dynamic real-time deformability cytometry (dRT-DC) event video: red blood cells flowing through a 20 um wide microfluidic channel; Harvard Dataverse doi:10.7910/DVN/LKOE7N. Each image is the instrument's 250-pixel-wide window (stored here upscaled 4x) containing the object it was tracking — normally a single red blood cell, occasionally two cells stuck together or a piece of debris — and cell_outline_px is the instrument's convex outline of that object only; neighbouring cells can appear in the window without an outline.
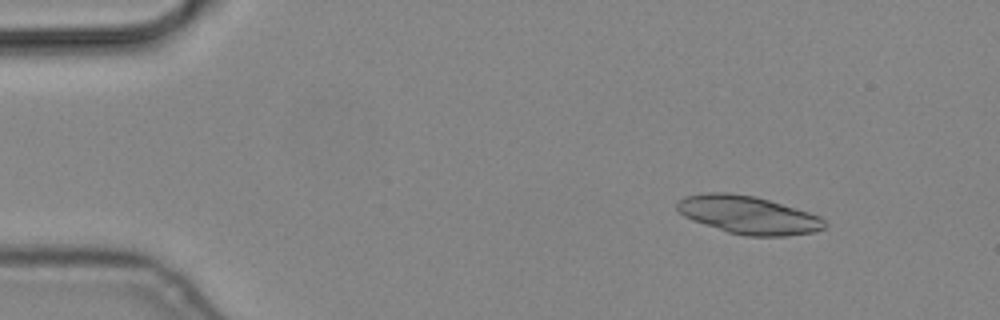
{"species": "common noctule bat (a hibernating species)", "species_latin": "Nyctalus noctula", "temperature_condition": "cold", "stored_images_in_passage": 8, "segment_of_instrument_passage": [1, 2], "camera_frame_rate_fps": 3000, "um_per_image_px": 0.085, "animal": {"sex": "male", "body_mass_g": 19.2, "forearm_length_mm": 51.8}, "frame": {"image": 1, "passage_image": 2, "time_ms": 0.333, "image_size_px": [1000, 320], "cell_outline_px": [[828, 224], [824, 228], [816, 232], [788, 236], [744, 236], [728, 232], [692, 220], [684, 216], [676, 208], [676, 204], [684, 196], [708, 192], [728, 192], [756, 196], [796, 208], [820, 216]], "centroid_in_image_um": [63.62, 18.27], "position_along_channel_um": 21.4, "area_um2": 32.83}}